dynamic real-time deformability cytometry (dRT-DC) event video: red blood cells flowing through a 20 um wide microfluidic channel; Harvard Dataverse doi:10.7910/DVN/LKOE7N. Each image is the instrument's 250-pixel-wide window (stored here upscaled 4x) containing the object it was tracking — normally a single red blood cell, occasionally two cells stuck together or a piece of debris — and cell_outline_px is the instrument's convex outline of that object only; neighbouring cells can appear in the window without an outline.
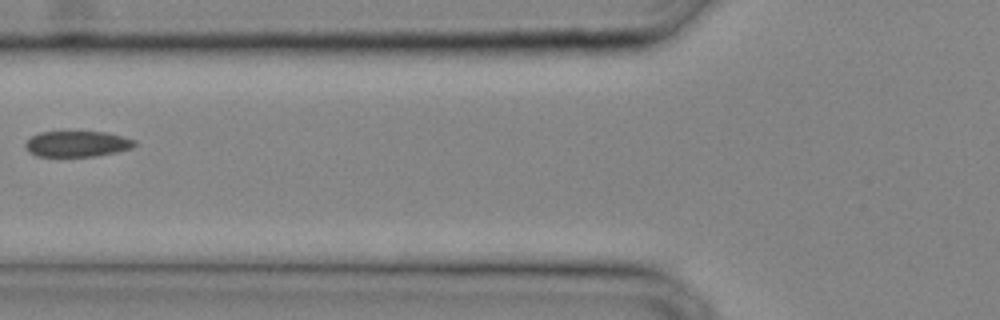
{"species": "common noctule bat (a hibernating species)", "species_latin": "Nyctalus noctula", "temperature_condition": "cold", "stored_images_in_passage": 26, "camera_frame_rate_fps": 3000, "um_per_image_px": 0.085, "animal": {"sex": "male", "body_mass_g": 20.4}, "frame": {"image": 1, "passage_image": 8, "time_ms": 2.333, "image_size_px": [1000, 320], "cell_outline_px": [[136, 144], [132, 148], [116, 152], [96, 156], [36, 156], [28, 152], [24, 148], [24, 144], [32, 136], [40, 132], [104, 132], [136, 140]], "centroid_in_image_um": [6.53, 12.24], "position_along_channel_um": 119.3, "area_um2": 16.36}}
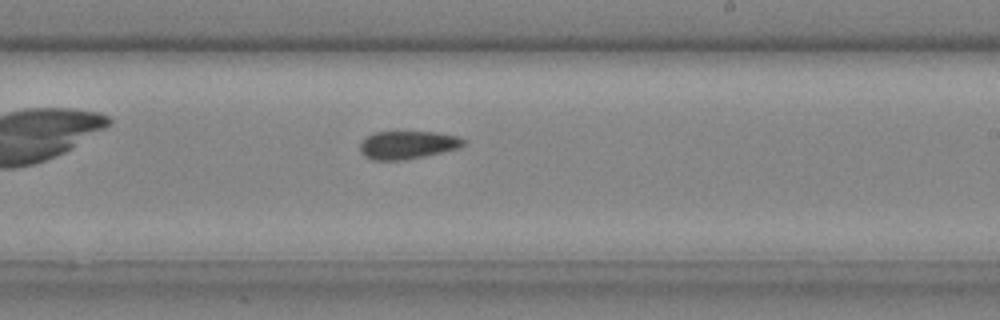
{"frame": {"image": 2, "passage_image": 15, "time_ms": 4.667, "image_size_px": [1000, 320], "cell_outline_px": [[464, 144], [456, 148], [424, 156], [404, 160], [372, 160], [364, 156], [360, 152], [360, 144], [372, 132], [436, 132], [456, 136], [464, 140]], "centroid_in_image_um": [34.58, 12.32], "position_along_channel_um": 254.4, "area_um2": 16.65}}